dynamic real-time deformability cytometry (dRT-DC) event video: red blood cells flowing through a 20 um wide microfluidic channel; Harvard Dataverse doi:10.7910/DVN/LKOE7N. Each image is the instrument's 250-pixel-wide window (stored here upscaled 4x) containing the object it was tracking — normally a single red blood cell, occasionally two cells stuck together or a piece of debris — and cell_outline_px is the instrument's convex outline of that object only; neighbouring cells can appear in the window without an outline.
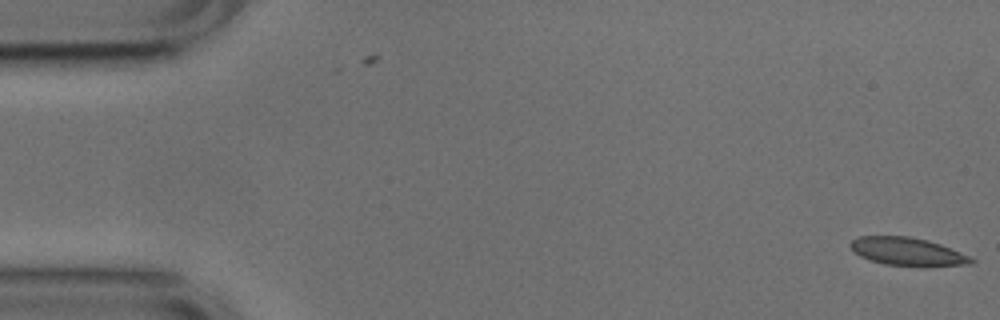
{"species": "common noctule bat (a hibernating species)", "species_latin": "Nyctalus noctula", "temperature_condition": "cold", "stored_images_in_passage": 3, "camera_frame_rate_fps": 3000, "um_per_image_px": 0.085, "animal": {"sex": "male", "body_mass_g": 17.9, "forearm_length_mm": 54.2}, "frame": {"image": 1, "passage_image": 3, "time_ms": 0.667, "image_size_px": [1000, 320], "cell_outline_px": [[976, 260], [972, 264], [884, 264], [860, 256], [852, 252], [848, 244], [852, 240], [860, 236], [908, 236], [928, 240], [940, 244], [960, 252]], "centroid_in_image_um": [77.04, 21.33], "position_along_channel_um": 8.0, "area_um2": 18.96}}